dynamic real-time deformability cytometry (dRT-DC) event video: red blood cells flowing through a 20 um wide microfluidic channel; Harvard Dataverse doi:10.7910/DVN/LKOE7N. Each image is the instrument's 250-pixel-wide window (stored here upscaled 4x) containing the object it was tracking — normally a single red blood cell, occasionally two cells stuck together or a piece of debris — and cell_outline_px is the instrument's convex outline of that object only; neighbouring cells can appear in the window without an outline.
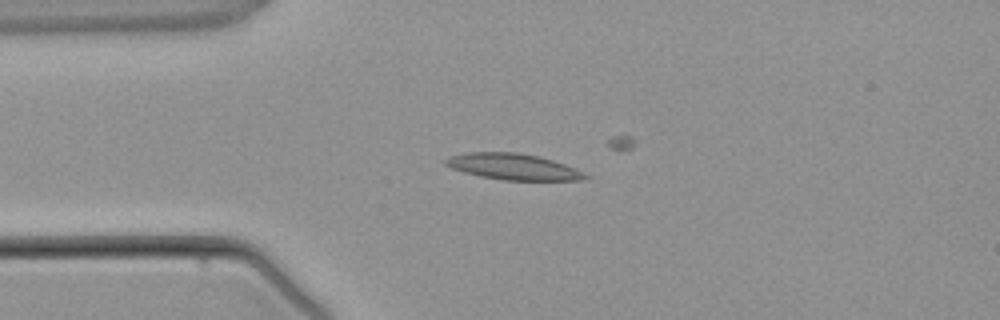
{"species": "common noctule bat (a hibernating species)", "species_latin": "Nyctalus noctula", "temperature_condition": "warm", "stored_images_in_passage": 3, "camera_frame_rate_fps": 3000, "um_per_image_px": 0.085, "animal": {"sex": "male", "body_mass_g": 21.5, "forearm_length_mm": 52.0}, "frame": {"image": 1, "passage_image": 2, "time_ms": 1.333, "image_size_px": [1000, 320], "cell_outline_px": [[592, 176], [588, 180], [504, 180], [480, 176], [464, 172], [452, 168], [444, 164], [444, 160], [448, 156], [468, 152], [516, 152], [536, 156], [552, 160], [576, 168]], "centroid_in_image_um": [43.65, 14.17], "position_along_channel_um": 41.4, "area_um2": 21.33}}